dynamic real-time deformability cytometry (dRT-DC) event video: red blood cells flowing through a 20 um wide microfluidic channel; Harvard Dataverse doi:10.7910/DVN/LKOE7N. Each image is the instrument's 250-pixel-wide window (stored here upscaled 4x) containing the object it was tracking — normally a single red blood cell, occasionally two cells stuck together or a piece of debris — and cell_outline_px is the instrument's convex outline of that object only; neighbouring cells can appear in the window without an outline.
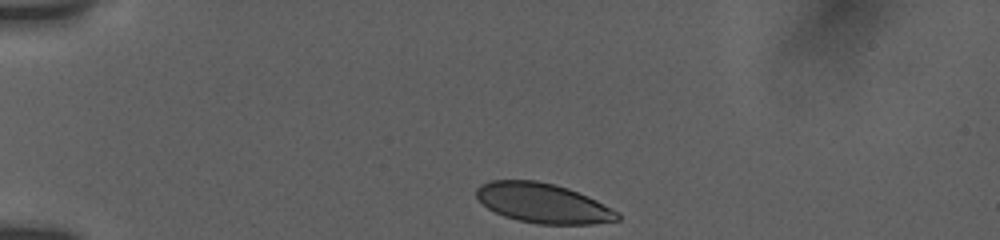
{"species": "human", "species_latin": "Homo sapiens", "temperature_condition": "room temperature", "stored_images_in_passage": 27, "camera_frame_rate_fps": 3000, "um_per_image_px": 0.085, "donor": {"sex": "female"}, "frame": {"image": 1, "passage_image": 1, "time_ms": 0.0, "image_size_px": [1000, 240], "cell_outline_px": [[620, 220], [592, 224], [536, 224], [516, 220], [504, 216], [488, 208], [476, 196], [476, 188], [480, 184], [492, 180], [536, 180], [556, 184], [568, 188], [588, 196], [620, 212]], "centroid_in_image_um": [46.17, 17.26], "position_along_channel_um": 38.8, "area_um2": 32.83}}
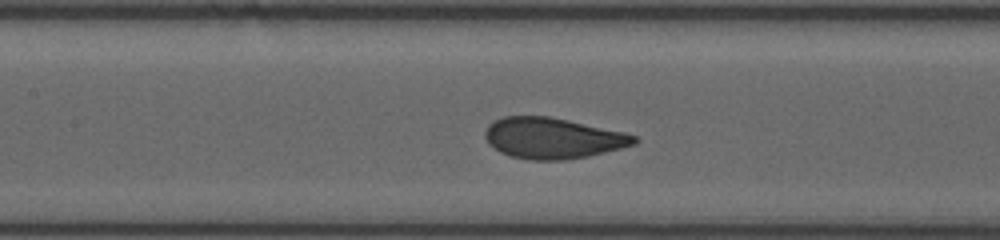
{"frame": {"image": 2, "passage_image": 14, "time_ms": 4.667, "image_size_px": [1000, 240], "cell_outline_px": [[640, 140], [636, 144], [588, 156], [564, 160], [528, 160], [512, 156], [500, 152], [488, 144], [484, 136], [484, 132], [488, 124], [504, 116], [548, 116], [568, 120], [624, 132], [636, 136]], "centroid_in_image_um": [46.96, 11.74], "position_along_channel_um": 160.4, "area_um2": 35.55}}
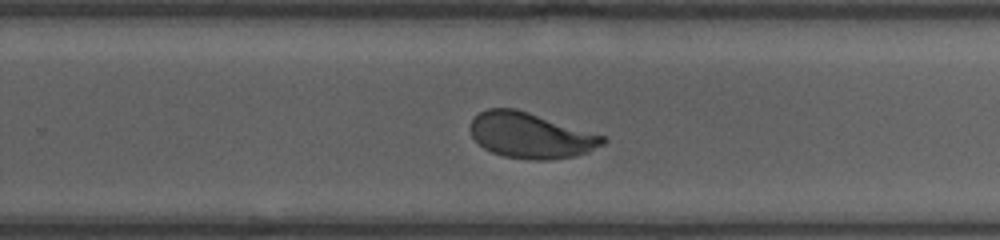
{"frame": {"image": 3, "passage_image": 26, "time_ms": 8.0, "image_size_px": [1000, 240], "cell_outline_px": [[608, 140], [604, 144], [588, 152], [576, 156], [548, 160], [528, 160], [504, 156], [492, 152], [484, 148], [472, 136], [472, 120], [480, 112], [488, 108], [516, 108], [604, 136]], "centroid_in_image_um": [45.13, 11.52], "position_along_channel_um": 284.7, "area_um2": 34.91}}